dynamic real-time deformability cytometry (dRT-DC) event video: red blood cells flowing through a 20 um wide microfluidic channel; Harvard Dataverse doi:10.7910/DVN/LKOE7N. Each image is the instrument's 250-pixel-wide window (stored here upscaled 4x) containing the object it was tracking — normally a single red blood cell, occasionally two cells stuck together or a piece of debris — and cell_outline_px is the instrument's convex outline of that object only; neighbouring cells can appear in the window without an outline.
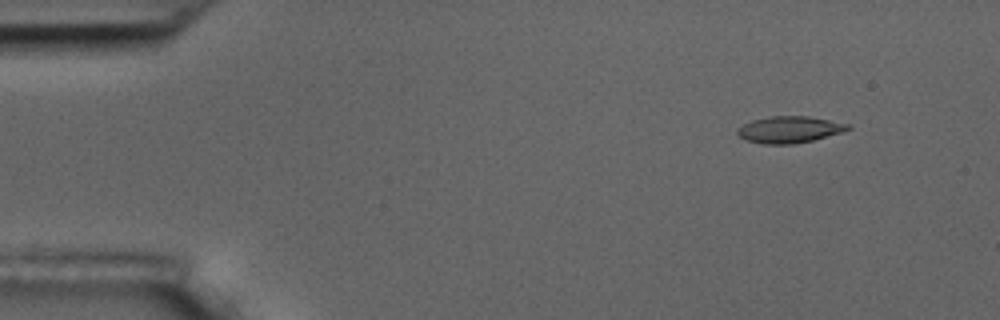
{"species": "common noctule bat (a hibernating species)", "species_latin": "Nyctalus noctula", "temperature_condition": "room temperature", "stored_images_in_passage": 4, "camera_frame_rate_fps": 3000, "um_per_image_px": 0.085, "animal": {"sex": "male", "body_mass_g": 17.5, "forearm_length_mm": 52.3}, "frame": {"image": 1, "passage_image": 1, "time_ms": 0.0, "image_size_px": [1000, 320], "cell_outline_px": [[852, 128], [844, 132], [796, 144], [760, 144], [744, 140], [736, 132], [736, 128], [752, 120], [772, 116], [808, 116], [852, 124]], "centroid_in_image_um": [67.12, 11.02], "position_along_channel_um": 17.9, "area_um2": 17.4}}
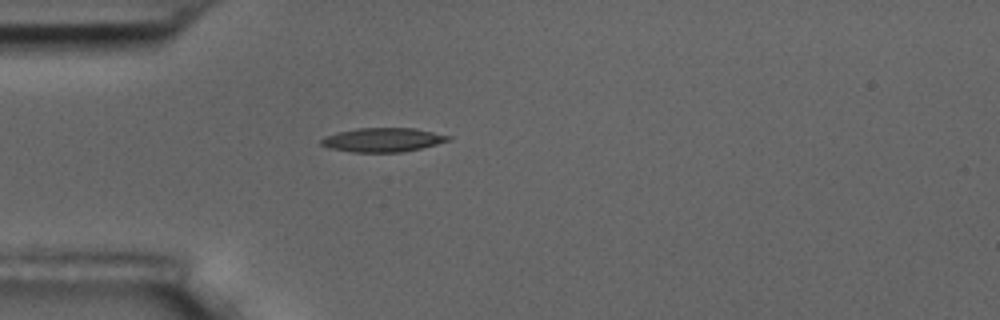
{"frame": {"image": 2, "passage_image": 4, "time_ms": 3.333, "image_size_px": [1000, 320], "cell_outline_px": [[452, 140], [404, 152], [352, 152], [328, 148], [320, 144], [320, 140], [324, 136], [356, 128], [416, 128], [452, 136]], "centroid_in_image_um": [32.55, 11.89], "position_along_channel_um": 52.5, "area_um2": 17.86}}